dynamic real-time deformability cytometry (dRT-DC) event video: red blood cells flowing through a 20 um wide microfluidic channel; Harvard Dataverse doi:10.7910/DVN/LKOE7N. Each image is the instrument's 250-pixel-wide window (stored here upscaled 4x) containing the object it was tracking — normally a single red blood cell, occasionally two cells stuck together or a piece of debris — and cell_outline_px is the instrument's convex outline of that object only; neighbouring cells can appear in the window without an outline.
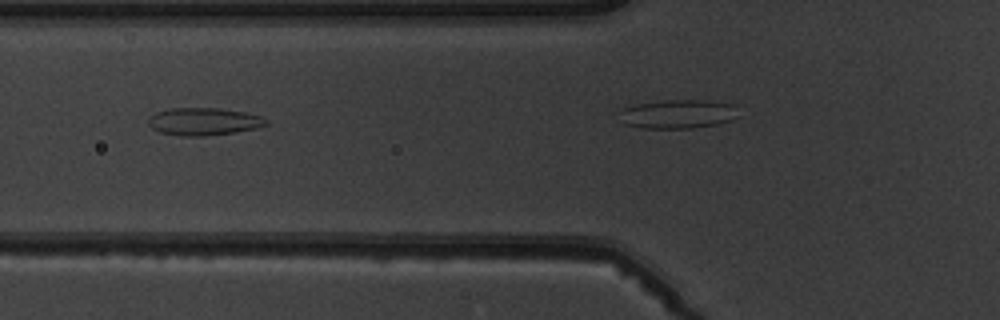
{"species": "common noctule bat (a hibernating species)", "species_latin": "Nyctalus noctula", "temperature_condition": "warm", "stored_images_in_passage": 8, "camera_frame_rate_fps": 3000, "um_per_image_px": 0.085, "animal": {"sex": "male", "body_mass_g": 19.5, "forearm_length_mm": 54.6}, "frame": {"image": 1, "passage_image": 5, "time_ms": 5.667, "image_size_px": [1000, 320], "cell_outline_px": [[268, 124], [256, 128], [236, 132], [204, 136], [180, 136], [160, 132], [152, 128], [148, 124], [148, 120], [156, 112], [168, 108], [220, 108], [244, 112], [260, 116], [268, 120]], "centroid_in_image_um": [17.32, 10.33], "position_along_channel_um": 108.5, "area_um2": 18.9}}
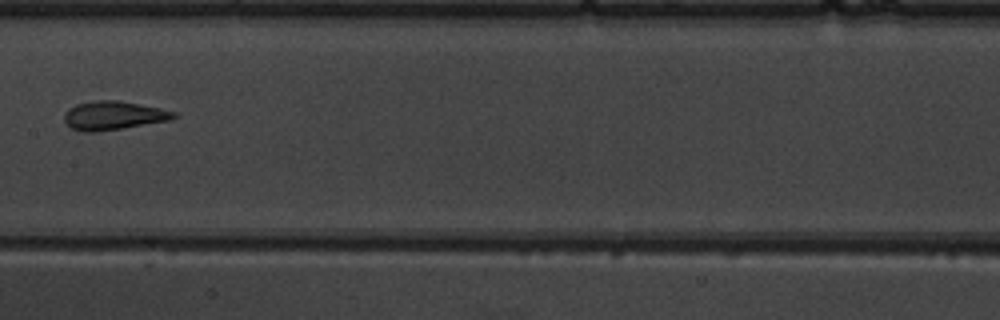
{"frame": {"image": 2, "passage_image": 8, "time_ms": 9.0, "image_size_px": [1000, 320], "cell_outline_px": [[176, 116], [172, 120], [120, 128], [92, 132], [84, 132], [72, 128], [64, 120], [64, 116], [76, 104], [92, 100], [116, 100], [140, 104], [160, 108], [176, 112]], "centroid_in_image_um": [9.67, 9.81], "position_along_channel_um": 197.7, "area_um2": 17.98}}